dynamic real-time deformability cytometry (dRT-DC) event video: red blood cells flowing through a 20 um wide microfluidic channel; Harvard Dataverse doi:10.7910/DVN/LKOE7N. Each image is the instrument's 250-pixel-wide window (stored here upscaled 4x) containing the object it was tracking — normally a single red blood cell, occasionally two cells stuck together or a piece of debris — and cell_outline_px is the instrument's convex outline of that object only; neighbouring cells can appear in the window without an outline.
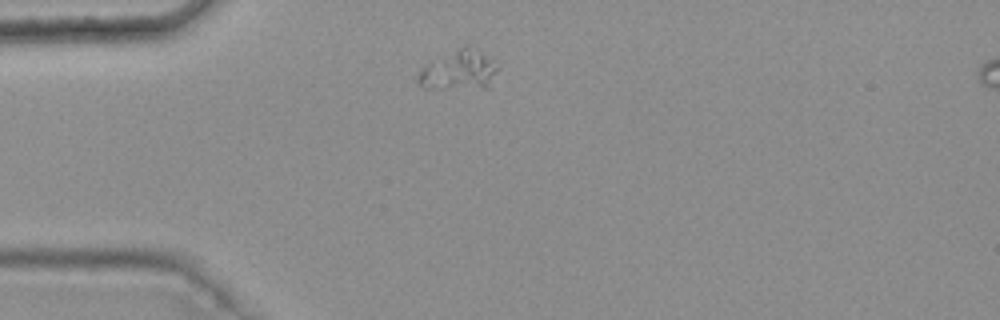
{"species": "common noctule bat (a hibernating species)", "species_latin": "Nyctalus noctula", "temperature_condition": "warm", "stored_images_in_passage": 5, "camera_frame_rate_fps": 3000, "um_per_image_px": 0.085, "animal": {"sex": "female", "body_mass_g": 25.1}, "frame": {"image": 1, "passage_image": 1, "time_ms": 0.0, "image_size_px": [1000, 320], "cell_outline_px": [[500, 68], [488, 88], [424, 88], [416, 80], [416, 76], [424, 64], [464, 44], [468, 44], [480, 52]], "centroid_in_image_um": [38.97, 5.96], "position_along_channel_um": 46.0, "area_um2": 18.55}}
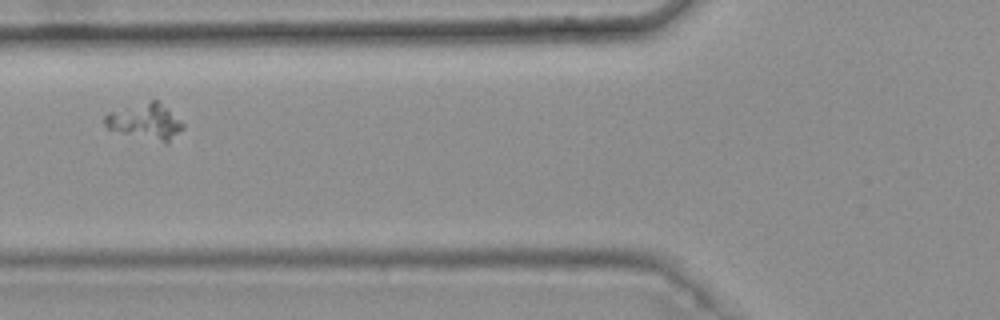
{"frame": {"image": 2, "passage_image": 3, "time_ms": 0.667, "image_size_px": [1000, 320], "cell_outline_px": [[184, 128], [168, 144], [164, 144], [108, 128], [104, 124], [104, 116], [108, 112], [152, 100], [156, 100], [168, 108], [184, 124]], "centroid_in_image_um": [12.4, 10.35], "position_along_channel_um": 113.4, "area_um2": 16.24}}
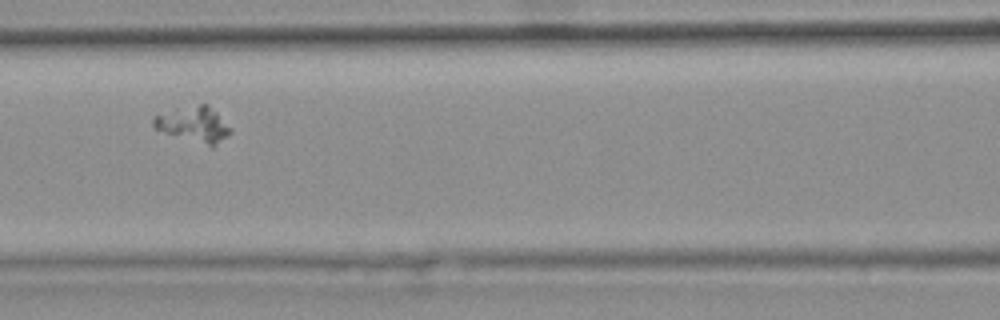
{"frame": {"image": 3, "passage_image": 4, "time_ms": 1.0, "image_size_px": [1000, 320], "cell_outline_px": [[232, 132], [228, 136], [212, 148], [152, 128], [152, 120], [156, 116], [176, 108], [200, 104], [208, 104], [232, 128]], "centroid_in_image_um": [16.5, 10.59], "position_along_channel_um": 150.1, "area_um2": 16.01}}